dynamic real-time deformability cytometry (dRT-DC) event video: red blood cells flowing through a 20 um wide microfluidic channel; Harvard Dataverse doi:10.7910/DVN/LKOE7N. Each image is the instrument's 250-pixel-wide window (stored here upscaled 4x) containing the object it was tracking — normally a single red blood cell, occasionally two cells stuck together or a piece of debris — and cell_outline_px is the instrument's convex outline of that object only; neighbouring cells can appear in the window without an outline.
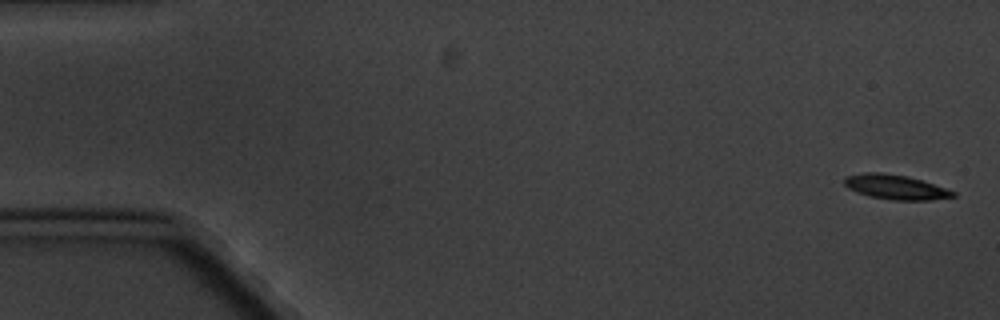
{"species": "common noctule bat (a hibernating species)", "species_latin": "Nyctalus noctula", "temperature_condition": "cold", "stored_images_in_passage": 5, "camera_frame_rate_fps": 3000, "um_per_image_px": 0.085, "animal": {"sex": "male", "body_mass_g": 20.1, "forearm_length_mm": 53.5}, "frame": {"image": 1, "passage_image": 1, "time_ms": 0.0, "image_size_px": [1000, 320], "cell_outline_px": [[956, 196], [932, 200], [892, 200], [868, 196], [856, 192], [848, 188], [844, 184], [844, 176], [864, 172], [880, 172], [908, 176], [956, 192]], "centroid_in_image_um": [76.07, 15.9], "position_along_channel_um": 8.9, "area_um2": 15.61}}
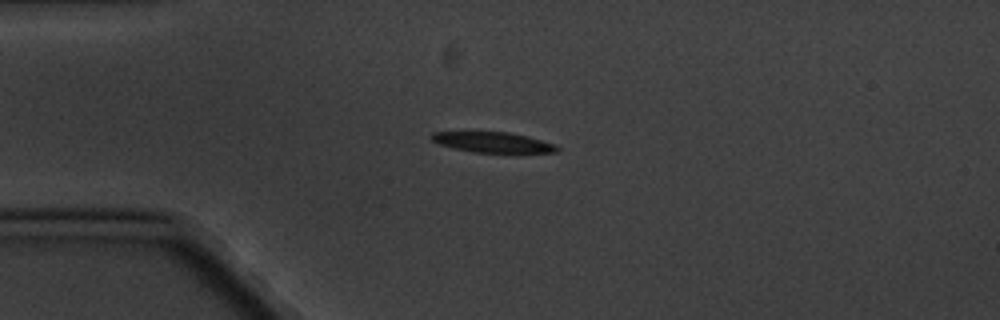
{"frame": {"image": 2, "passage_image": 4, "time_ms": 4.333, "image_size_px": [1000, 320], "cell_outline_px": [[560, 148], [556, 152], [472, 152], [440, 144], [432, 140], [432, 132], [508, 132], [528, 136], [556, 144]], "centroid_in_image_um": [41.94, 12.09], "position_along_channel_um": 43.1, "area_um2": 14.62}}